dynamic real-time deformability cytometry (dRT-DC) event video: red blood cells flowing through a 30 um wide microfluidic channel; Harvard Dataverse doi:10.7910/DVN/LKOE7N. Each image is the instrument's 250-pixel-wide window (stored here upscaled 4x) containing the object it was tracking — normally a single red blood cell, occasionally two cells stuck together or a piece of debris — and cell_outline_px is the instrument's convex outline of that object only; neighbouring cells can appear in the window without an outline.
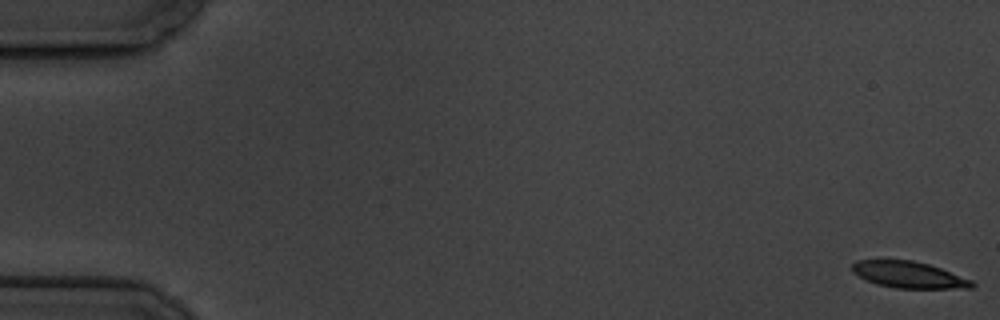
{"species": "common noctule bat (a hibernating species)", "species_latin": "Nyctalus noctula", "temperature_condition": "cold", "stored_images_in_passage": 8, "camera_frame_rate_fps": 3000, "um_per_image_px": 0.085, "animal": {"sex": "male", "body_mass_g": 19.5, "forearm_length_mm": 54.6}, "frame": {"image": 1, "passage_image": 1, "time_ms": 0.0, "image_size_px": [1000, 320], "cell_outline_px": [[976, 284], [972, 288], [896, 288], [876, 284], [852, 272], [852, 264], [856, 260], [912, 260], [928, 264], [940, 268], [972, 280]], "centroid_in_image_um": [77.25, 23.35], "position_along_channel_um": 7.7, "area_um2": 18.32}}
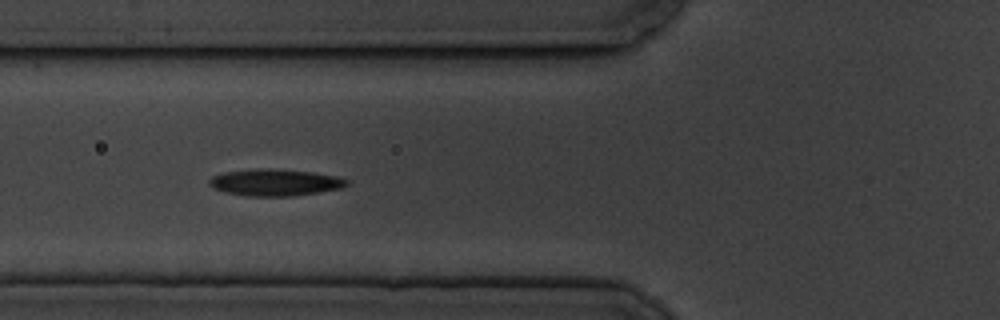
{"frame": {"image": 2, "passage_image": 7, "time_ms": 7.0, "image_size_px": [1000, 320], "cell_outline_px": [[348, 184], [344, 188], [320, 192], [288, 196], [248, 196], [224, 192], [212, 188], [208, 184], [208, 180], [212, 176], [224, 172], [260, 168], [312, 172], [336, 176], [348, 180]], "centroid_in_image_um": [23.36, 15.51], "position_along_channel_um": 102.4, "area_um2": 21.39}}
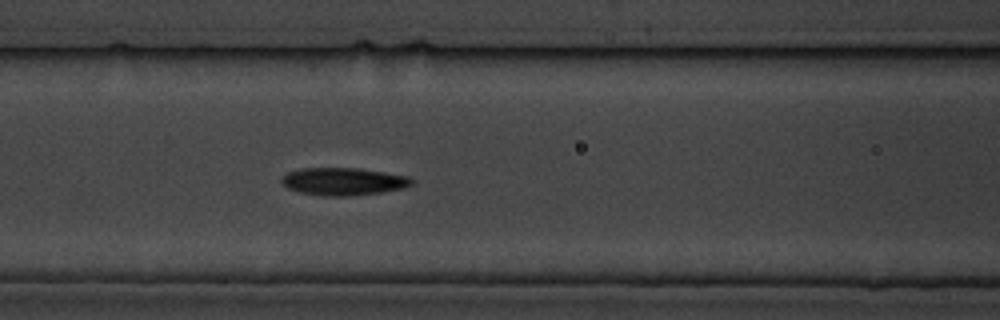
{"frame": {"image": 3, "passage_image": 8, "time_ms": 8.0, "image_size_px": [1000, 320], "cell_outline_px": [[412, 184], [404, 188], [380, 192], [352, 196], [324, 196], [300, 192], [288, 188], [280, 180], [288, 172], [300, 168], [356, 168], [384, 172], [408, 176], [412, 180]], "centroid_in_image_um": [29.18, 15.42], "position_along_channel_um": 137.4, "area_um2": 20.75}}